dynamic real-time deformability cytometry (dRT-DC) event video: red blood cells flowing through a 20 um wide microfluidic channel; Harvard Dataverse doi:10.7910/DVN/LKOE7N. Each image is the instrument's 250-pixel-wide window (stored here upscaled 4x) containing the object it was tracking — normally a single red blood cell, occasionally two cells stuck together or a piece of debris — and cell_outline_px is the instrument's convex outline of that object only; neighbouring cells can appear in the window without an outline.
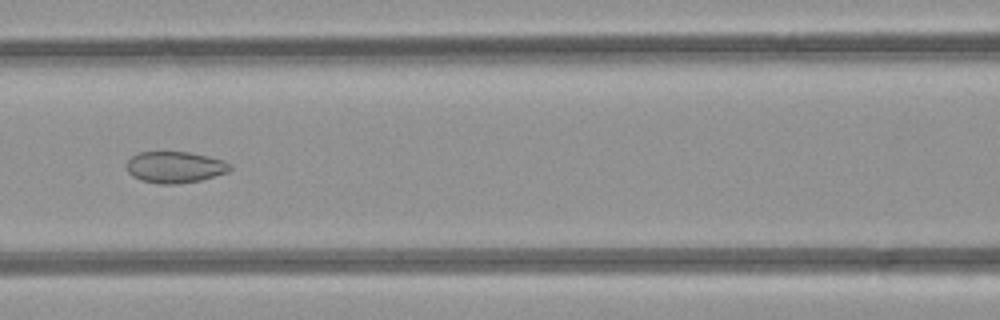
{"species": "common noctule bat (a hibernating species)", "species_latin": "Nyctalus noctula", "temperature_condition": "room temperature", "stored_images_in_passage": 4, "camera_frame_rate_fps": 3000, "um_per_image_px": 0.085, "animal": {"sex": "female", "body_mass_g": 21.9}, "frame": {"image": 1, "passage_image": 4, "time_ms": 3.333, "image_size_px": [1000, 320], "cell_outline_px": [[232, 168], [228, 172], [200, 180], [176, 184], [160, 184], [140, 180], [132, 176], [128, 172], [128, 160], [132, 156], [140, 152], [188, 152], [208, 156], [224, 160], [232, 164]], "centroid_in_image_um": [14.9, 14.21], "position_along_channel_um": 151.7, "area_um2": 18.9}}